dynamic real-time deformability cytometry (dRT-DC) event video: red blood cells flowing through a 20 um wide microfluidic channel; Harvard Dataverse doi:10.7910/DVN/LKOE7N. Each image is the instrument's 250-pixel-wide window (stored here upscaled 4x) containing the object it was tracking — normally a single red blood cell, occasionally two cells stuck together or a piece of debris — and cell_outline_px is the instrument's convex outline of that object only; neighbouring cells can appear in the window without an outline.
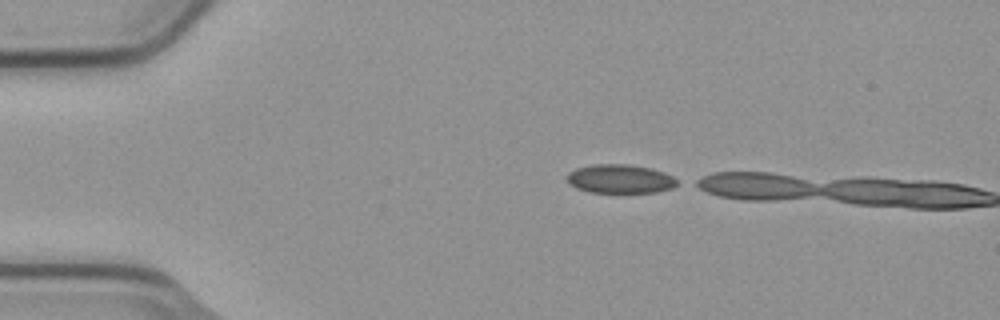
{"species": "common noctule bat (a hibernating species)", "species_latin": "Nyctalus noctula", "temperature_condition": "cold", "stored_images_in_passage": 2, "camera_frame_rate_fps": 3000, "um_per_image_px": 0.085, "animal": {"sex": "male", "body_mass_g": 23.1, "forearm_length_mm": 52.7}, "frame": {"image": 1, "passage_image": 1, "time_ms": 0.0, "image_size_px": [1000, 320], "cell_outline_px": [[680, 184], [672, 188], [656, 192], [588, 192], [576, 188], [568, 184], [564, 176], [568, 172], [576, 168], [592, 164], [628, 164], [652, 168], [664, 172], [680, 180]], "centroid_in_image_um": [52.69, 15.2], "position_along_channel_um": 32.3, "area_um2": 18.9}}